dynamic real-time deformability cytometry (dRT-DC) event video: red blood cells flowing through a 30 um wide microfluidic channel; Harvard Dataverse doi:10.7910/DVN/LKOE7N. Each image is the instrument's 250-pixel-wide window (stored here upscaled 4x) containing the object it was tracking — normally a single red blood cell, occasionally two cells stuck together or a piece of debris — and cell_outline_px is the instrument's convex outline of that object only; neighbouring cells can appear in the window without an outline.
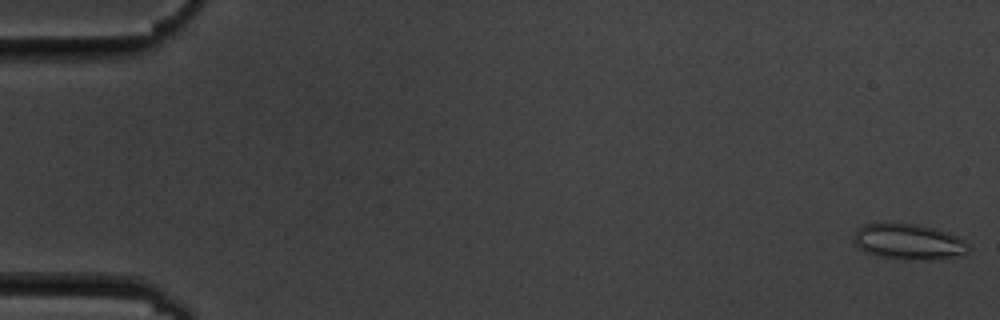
{"species": "common noctule bat (a hibernating species)", "species_latin": "Nyctalus noctula", "temperature_condition": "cold", "stored_images_in_passage": 5, "camera_frame_rate_fps": 3000, "um_per_image_px": 0.085, "animal": {"sex": "male", "body_mass_g": 19.5, "forearm_length_mm": 54.6}, "frame": {"image": 1, "passage_image": 1, "time_ms": 0.0, "image_size_px": [1000, 320], "cell_outline_px": [[968, 252], [952, 256], [924, 260], [880, 256], [868, 252], [860, 248], [852, 240], [856, 228], [864, 224], [916, 224], [932, 228], [956, 236], [964, 240], [968, 244]], "centroid_in_image_um": [77.19, 20.53], "position_along_channel_um": 7.8, "area_um2": 23.06}}
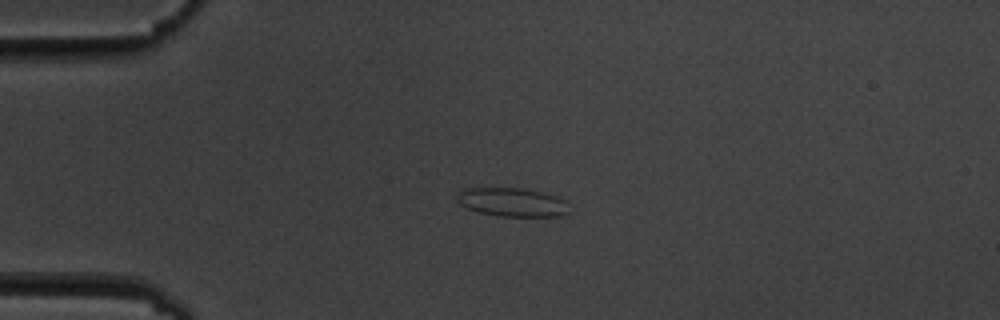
{"frame": {"image": 2, "passage_image": 4, "time_ms": 4.333, "image_size_px": [1000, 320], "cell_outline_px": [[572, 212], [564, 216], [496, 216], [476, 212], [460, 204], [456, 200], [456, 196], [464, 188], [520, 188], [540, 192], [564, 200]], "centroid_in_image_um": [43.53, 17.2], "position_along_channel_um": 41.5, "area_um2": 18.79}}